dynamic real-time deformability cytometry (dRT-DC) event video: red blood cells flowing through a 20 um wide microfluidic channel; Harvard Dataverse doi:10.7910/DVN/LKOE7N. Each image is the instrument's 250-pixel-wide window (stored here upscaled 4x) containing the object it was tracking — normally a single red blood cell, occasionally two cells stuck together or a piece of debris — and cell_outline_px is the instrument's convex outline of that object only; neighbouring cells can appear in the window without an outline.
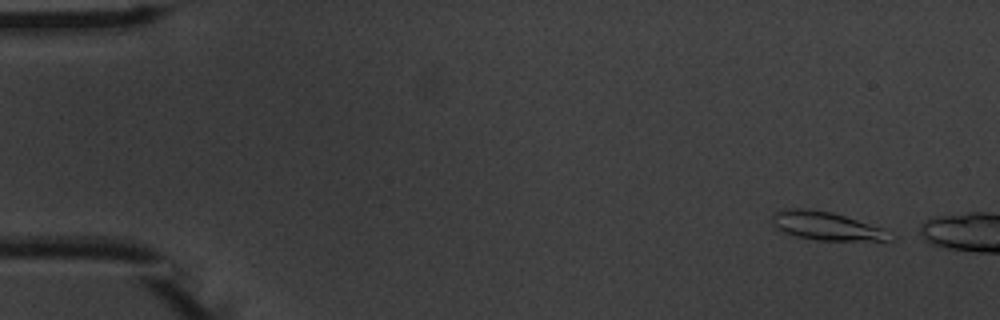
{"species": "common noctule bat (a hibernating species)", "species_latin": "Nyctalus noctula", "temperature_condition": "warm", "stored_images_in_passage": 4, "camera_frame_rate_fps": 3000, "um_per_image_px": 0.085, "animal": {"sex": "male", "body_mass_g": 20.1, "forearm_length_mm": 53.5}, "frame": {"image": 1, "passage_image": 1, "time_ms": 0.0, "image_size_px": [1000, 320], "cell_outline_px": [[896, 240], [816, 240], [796, 236], [784, 232], [772, 224], [772, 216], [776, 212], [784, 208], [808, 208], [832, 212], [884, 228], [896, 236]], "centroid_in_image_um": [70.28, 19.2], "position_along_channel_um": 14.7, "area_um2": 19.59}}